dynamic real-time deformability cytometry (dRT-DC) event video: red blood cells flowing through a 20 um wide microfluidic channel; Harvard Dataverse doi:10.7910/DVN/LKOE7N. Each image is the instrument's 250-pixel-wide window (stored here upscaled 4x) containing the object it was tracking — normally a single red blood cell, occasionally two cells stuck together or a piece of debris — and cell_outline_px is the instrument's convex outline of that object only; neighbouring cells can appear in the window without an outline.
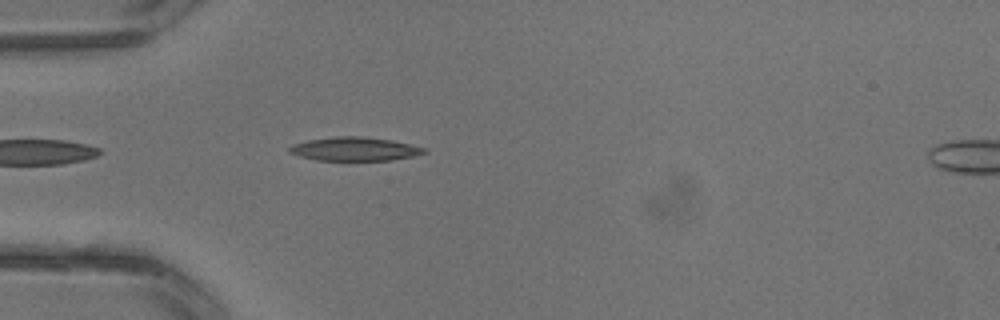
{"species": "common noctule bat (a hibernating species)", "species_latin": "Nyctalus noctula", "temperature_condition": "warm", "stored_images_in_passage": 1, "camera_frame_rate_fps": 3000, "um_per_image_px": 0.085, "animal": {"sex": "male", "body_mass_g": 13.3}, "frame": {"image": 1, "passage_image": 1, "time_ms": 0.0, "image_size_px": [1000, 320], "cell_outline_px": [[428, 152], [412, 156], [392, 160], [316, 160], [300, 156], [288, 152], [288, 148], [292, 144], [308, 140], [336, 136], [364, 136], [392, 140], [428, 148]], "centroid_in_image_um": [30.16, 12.65], "position_along_channel_um": 54.8, "area_um2": 18.67}}